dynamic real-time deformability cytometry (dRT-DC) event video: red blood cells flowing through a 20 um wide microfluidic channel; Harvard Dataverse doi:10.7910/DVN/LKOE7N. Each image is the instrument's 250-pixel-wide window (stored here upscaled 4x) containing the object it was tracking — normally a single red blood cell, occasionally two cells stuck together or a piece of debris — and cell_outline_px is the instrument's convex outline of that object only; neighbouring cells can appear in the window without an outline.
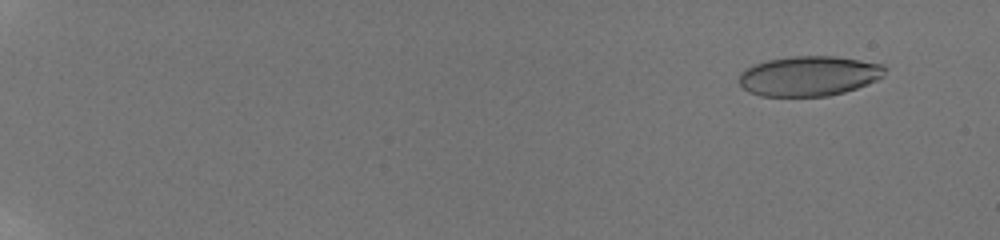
{"species": "human", "species_latin": "Homo sapiens", "temperature_condition": "room temperature", "stored_images_in_passage": 45, "camera_frame_rate_fps": 3000, "um_per_image_px": 0.085, "donor": {"sex": "male"}, "frame": {"image": 1, "passage_image": 12, "time_ms": 1.667, "image_size_px": [1000, 240], "cell_outline_px": [[888, 68], [884, 76], [868, 84], [844, 92], [828, 96], [760, 96], [748, 92], [740, 84], [740, 72], [756, 64], [768, 60], [792, 56], [832, 56], [860, 60], [884, 64]], "centroid_in_image_um": [68.81, 6.46], "position_along_channel_um": 16.2, "area_um2": 33.99}}
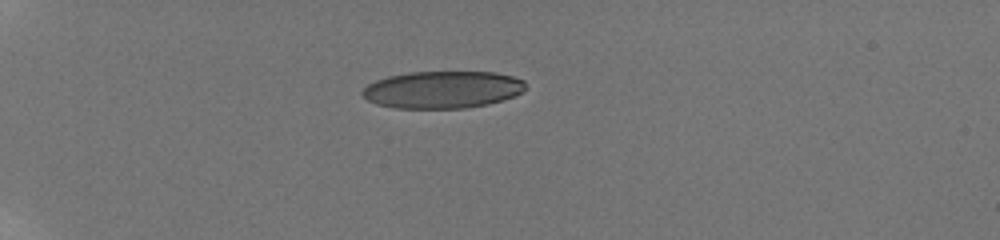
{"frame": {"image": 2, "passage_image": 37, "time_ms": 6.333, "image_size_px": [1000, 240], "cell_outline_px": [[524, 88], [520, 92], [512, 96], [488, 104], [464, 108], [396, 108], [376, 104], [360, 96], [360, 92], [368, 84], [376, 80], [388, 76], [408, 72], [496, 72], [512, 76], [524, 80]], "centroid_in_image_um": [37.55, 7.61], "position_along_channel_um": 47.4, "area_um2": 35.32}}